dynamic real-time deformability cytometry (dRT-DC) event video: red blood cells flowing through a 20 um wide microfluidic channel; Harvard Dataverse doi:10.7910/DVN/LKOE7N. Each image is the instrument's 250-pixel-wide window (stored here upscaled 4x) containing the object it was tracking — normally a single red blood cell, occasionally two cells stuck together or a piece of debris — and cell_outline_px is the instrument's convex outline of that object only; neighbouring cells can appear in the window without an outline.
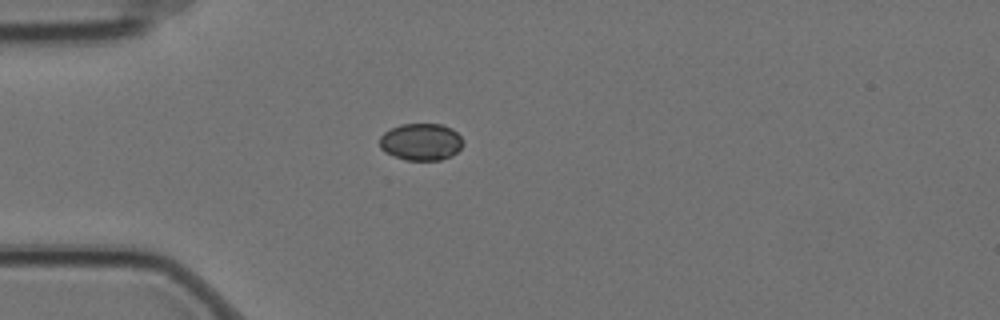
{"species": "Egyptian fruit bat (a non-hibernating species)", "species_latin": "Rousettus aegyptiacus", "temperature_condition": "cold", "stored_images_in_passage": 6, "camera_frame_rate_fps": 3000, "um_per_image_px": 0.085, "animal": {"sex": "female"}, "frame": {"image": 1, "passage_image": 4, "time_ms": 1.0, "image_size_px": [1000, 320], "cell_outline_px": [[464, 144], [452, 156], [440, 160], [404, 160], [384, 152], [380, 148], [380, 136], [384, 132], [400, 124], [440, 124], [452, 128], [460, 136]], "centroid_in_image_um": [35.78, 12.06], "position_along_channel_um": 49.2, "area_um2": 18.09}}
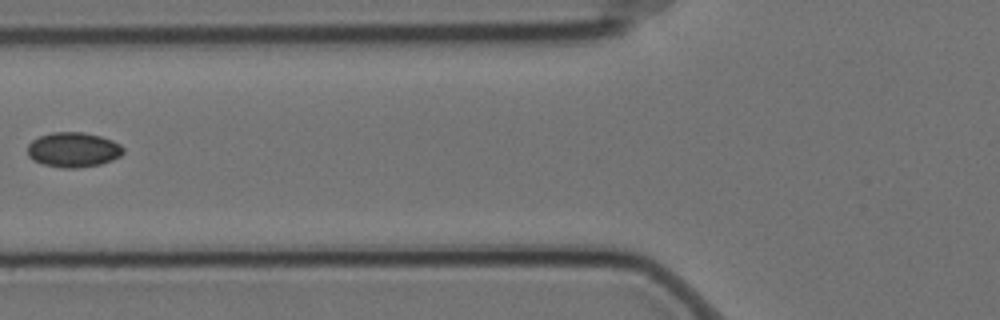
{"frame": {"image": 2, "passage_image": 6, "time_ms": 1.667, "image_size_px": [1000, 320], "cell_outline_px": [[124, 152], [120, 156], [112, 160], [100, 164], [76, 168], [64, 168], [44, 164], [32, 160], [28, 156], [28, 144], [32, 140], [40, 136], [52, 132], [84, 132], [100, 136], [112, 140], [120, 144], [124, 148]], "centroid_in_image_um": [6.23, 12.72], "position_along_channel_um": 119.6, "area_um2": 19.48}}